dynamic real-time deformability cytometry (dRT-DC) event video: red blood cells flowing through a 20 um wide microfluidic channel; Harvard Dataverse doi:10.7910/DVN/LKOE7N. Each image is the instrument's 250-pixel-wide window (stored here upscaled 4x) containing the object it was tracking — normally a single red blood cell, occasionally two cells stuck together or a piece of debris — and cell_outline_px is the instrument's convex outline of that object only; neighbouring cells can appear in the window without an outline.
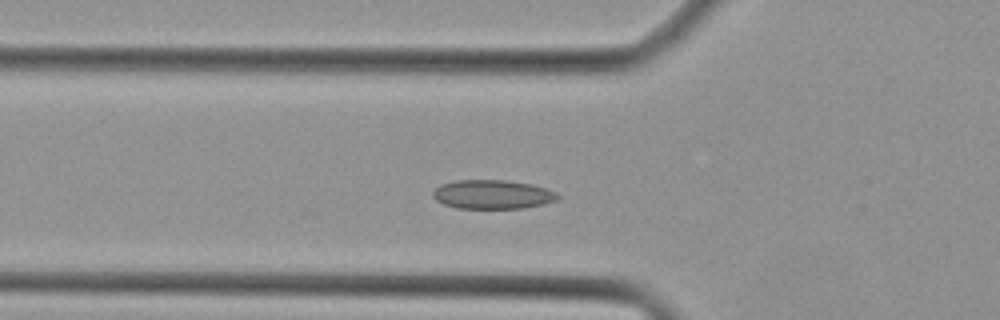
{"species": "Egyptian fruit bat (a non-hibernating species)", "species_latin": "Rousettus aegyptiacus", "temperature_condition": "cold", "stored_images_in_passage": 32, "segment_of_instrument_passage": [1, 2], "camera_frame_rate_fps": 3000, "um_per_image_px": 0.085, "animal": {"sex": "female"}, "frame": {"image": 1, "passage_image": 2, "time_ms": 0.333, "image_size_px": [1000, 320], "cell_outline_px": [[560, 196], [556, 200], [544, 204], [520, 208], [456, 208], [444, 204], [436, 200], [432, 196], [432, 192], [440, 184], [456, 180], [504, 180], [532, 184], [556, 192]], "centroid_in_image_um": [41.84, 16.52], "position_along_channel_um": 84.0, "area_um2": 21.04}}
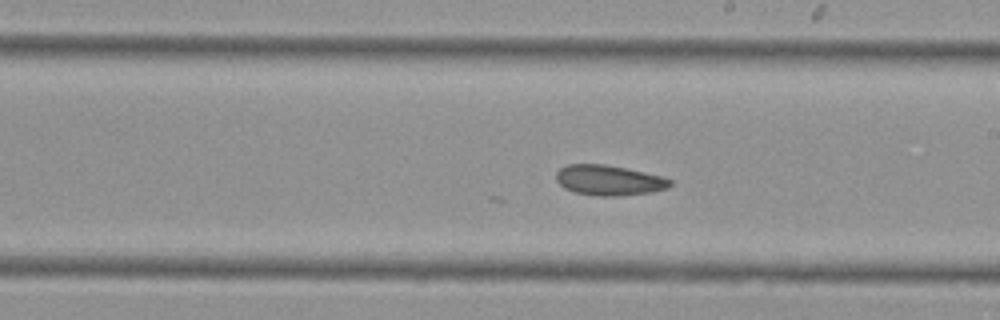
{"frame": {"image": 2, "passage_image": 12, "time_ms": 3.667, "image_size_px": [1000, 320], "cell_outline_px": [[672, 184], [668, 188], [652, 192], [616, 196], [596, 196], [576, 192], [564, 188], [556, 180], [556, 172], [560, 168], [568, 164], [604, 164], [628, 168], [660, 176], [672, 180]], "centroid_in_image_um": [51.76, 15.32], "position_along_channel_um": 237.2, "area_um2": 20.11}}
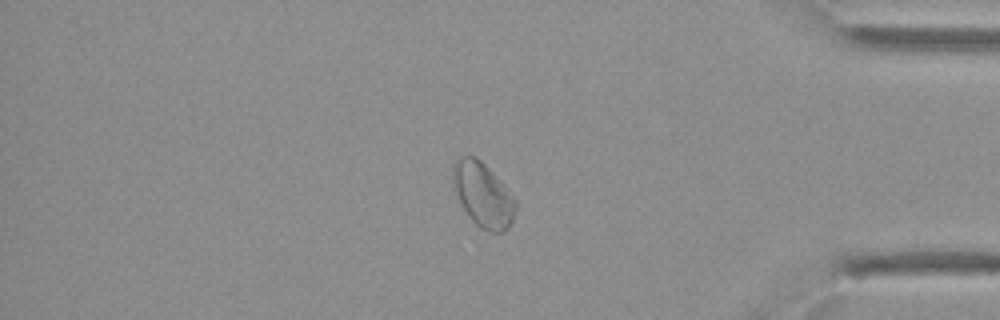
{"frame": {"image": 3, "passage_image": 24, "time_ms": 7.667, "image_size_px": [1000, 320], "cell_outline_px": [[516, 208], [512, 220], [508, 228], [504, 232], [488, 232], [480, 228], [472, 220], [464, 208], [456, 192], [452, 180], [452, 164], [460, 156], [476, 156], [488, 168], [516, 200]], "centroid_in_image_um": [41.04, 16.56], "position_along_channel_um": 394.2, "area_um2": 23.12}}